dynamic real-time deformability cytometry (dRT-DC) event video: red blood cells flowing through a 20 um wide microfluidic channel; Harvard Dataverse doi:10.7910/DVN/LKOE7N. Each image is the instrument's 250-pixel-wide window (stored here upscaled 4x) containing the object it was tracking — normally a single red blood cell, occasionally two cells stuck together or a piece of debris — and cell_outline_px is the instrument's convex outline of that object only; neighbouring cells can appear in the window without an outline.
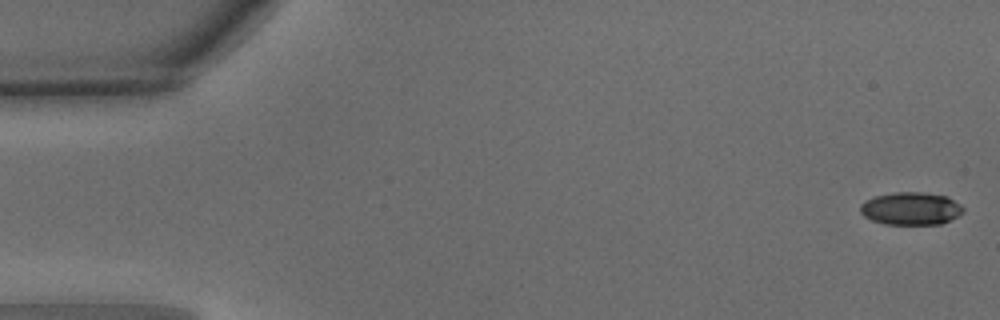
{"species": "common noctule bat (a hibernating species)", "species_latin": "Nyctalus noctula", "temperature_condition": "warm", "stored_images_in_passage": 51, "camera_frame_rate_fps": 3000, "um_per_image_px": 0.085, "animal": {"sex": "male", "body_mass_g": 15.6}, "frame": {"image": 1, "passage_image": 1, "time_ms": 0.0, "image_size_px": [1000, 320], "cell_outline_px": [[964, 212], [940, 224], [884, 224], [872, 220], [864, 216], [860, 212], [860, 204], [864, 200], [872, 196], [892, 192], [920, 192], [948, 196], [960, 204], [964, 208]], "centroid_in_image_um": [77.39, 17.71], "position_along_channel_um": 7.6, "area_um2": 19.77}}
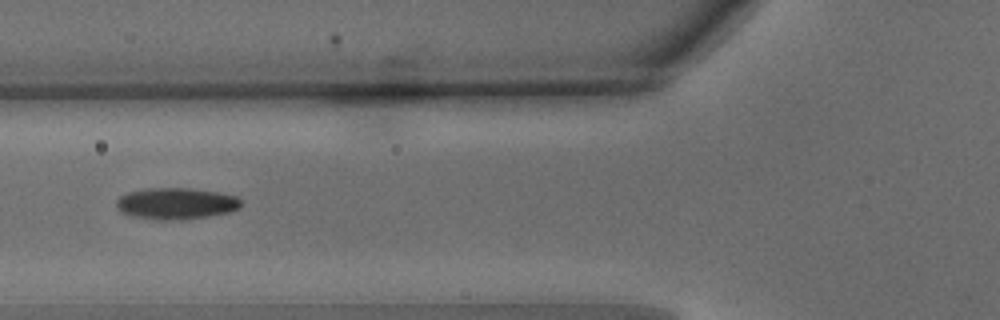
{"frame": {"image": 2, "passage_image": 19, "time_ms": 6.0, "image_size_px": [1000, 320], "cell_outline_px": [[244, 204], [240, 208], [232, 212], [208, 216], [180, 220], [156, 220], [128, 216], [120, 212], [116, 208], [116, 200], [120, 196], [128, 192], [148, 188], [188, 188], [220, 192], [236, 196]], "centroid_in_image_um": [14.96, 17.31], "position_along_channel_um": 110.8, "area_um2": 23.35}}
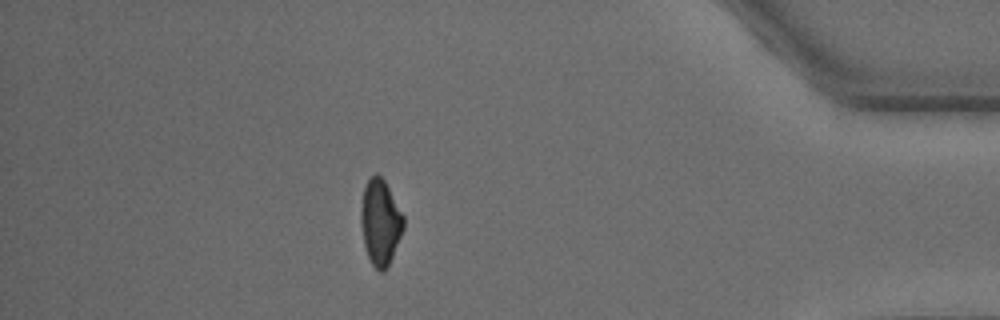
{"frame": {"image": 3, "passage_image": 44, "time_ms": 14.333, "image_size_px": [1000, 320], "cell_outline_px": [[404, 228], [392, 256], [384, 272], [380, 272], [372, 264], [368, 256], [364, 244], [360, 220], [360, 208], [364, 188], [368, 180], [376, 172], [384, 180], [404, 216]], "centroid_in_image_um": [32.32, 18.88], "position_along_channel_um": 402.9, "area_um2": 21.04}, "authors_computed_cell_mechanics": {"area_um2": 21.4438, "velocity_mm_per_s": 4.0288, "shape_relaxation_time_tau1_ms": 3.1795, "shape_relaxation_time_tau2_ms": 4.877, "deformation_change_tau1": 0.1294, "deformation_change_tau2": 0.1136}}